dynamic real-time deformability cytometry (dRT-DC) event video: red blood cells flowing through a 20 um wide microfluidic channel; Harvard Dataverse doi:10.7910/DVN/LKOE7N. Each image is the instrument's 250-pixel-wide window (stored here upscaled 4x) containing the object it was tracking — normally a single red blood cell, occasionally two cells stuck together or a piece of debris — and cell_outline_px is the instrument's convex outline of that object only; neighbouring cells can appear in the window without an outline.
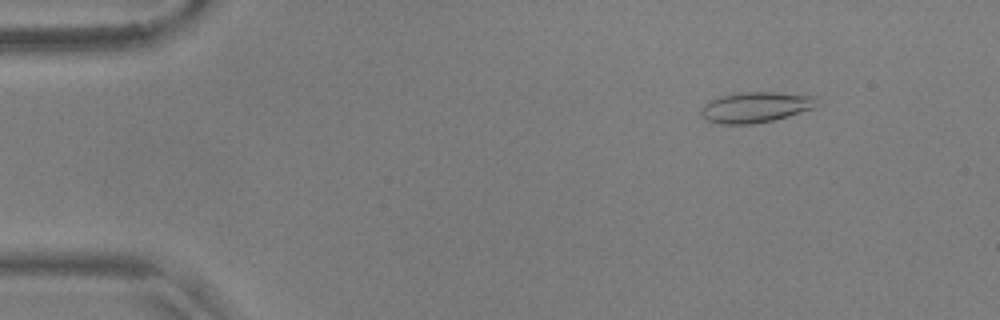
{"species": "common noctule bat (a hibernating species)", "species_latin": "Nyctalus noctula", "temperature_condition": "warm", "stored_images_in_passage": 55, "camera_frame_rate_fps": 3000, "um_per_image_px": 0.085, "animal": {"sex": "male", "body_mass_g": 17.9, "forearm_length_mm": 54.2}, "frame": {"image": 1, "passage_image": 7, "time_ms": 2.0, "image_size_px": [1000, 320], "cell_outline_px": [[816, 96], [812, 108], [788, 116], [772, 120], [752, 124], [720, 124], [708, 120], [700, 116], [700, 108], [704, 104], [720, 96], [740, 92], [776, 92]], "centroid_in_image_um": [64.15, 9.11], "position_along_channel_um": 20.9, "area_um2": 20.4}}
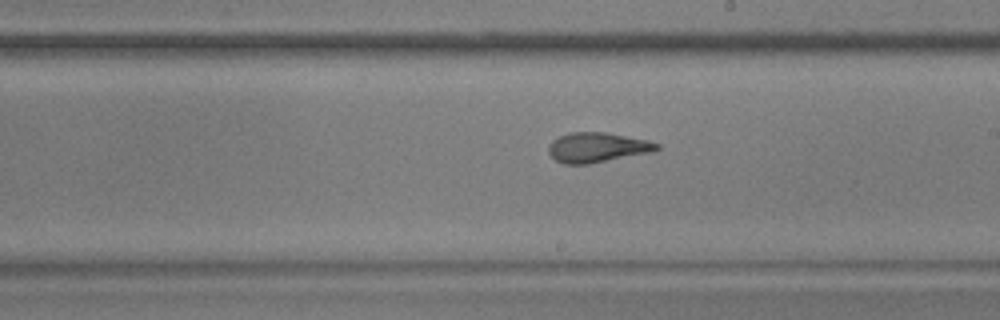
{"frame": {"image": 2, "passage_image": 32, "time_ms": 10.333, "image_size_px": [1000, 320], "cell_outline_px": [[660, 148], [652, 152], [588, 164], [564, 164], [556, 160], [548, 152], [548, 144], [552, 140], [568, 132], [604, 132], [648, 140], [660, 144]], "centroid_in_image_um": [50.75, 12.53], "position_along_channel_um": 238.2, "area_um2": 18.84}}
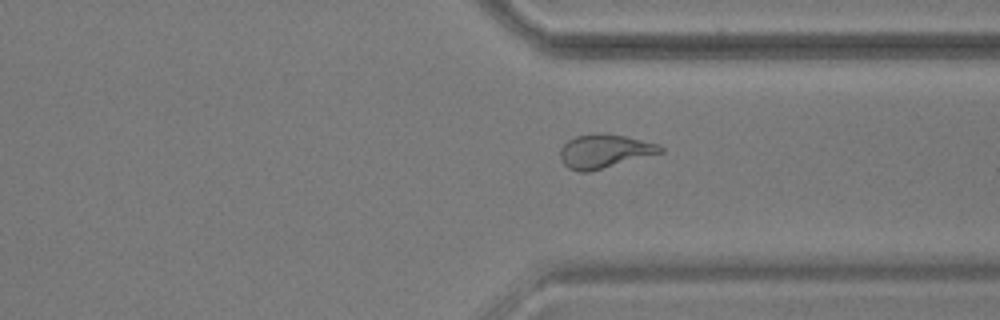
{"frame": {"image": 3, "passage_image": 42, "time_ms": 13.667, "image_size_px": [1000, 320], "cell_outline_px": [[664, 152], [588, 172], [580, 172], [568, 168], [560, 160], [560, 148], [568, 140], [576, 136], [592, 132], [596, 132], [624, 136], [660, 144], [664, 148]], "centroid_in_image_um": [51.37, 12.84], "position_along_channel_um": 360.0, "area_um2": 19.77}, "authors_computed_cell_mechanics": {"area_um2": 19.5364, "velocity_mm_per_s": 3.6496, "shape_relaxation_time_tau1_ms": 7.3755, "shape_relaxation_time_tau2_ms": 1.1588, "deformation_change_tau1": 0.2481, "deformation_change_tau2": 0.0959}}